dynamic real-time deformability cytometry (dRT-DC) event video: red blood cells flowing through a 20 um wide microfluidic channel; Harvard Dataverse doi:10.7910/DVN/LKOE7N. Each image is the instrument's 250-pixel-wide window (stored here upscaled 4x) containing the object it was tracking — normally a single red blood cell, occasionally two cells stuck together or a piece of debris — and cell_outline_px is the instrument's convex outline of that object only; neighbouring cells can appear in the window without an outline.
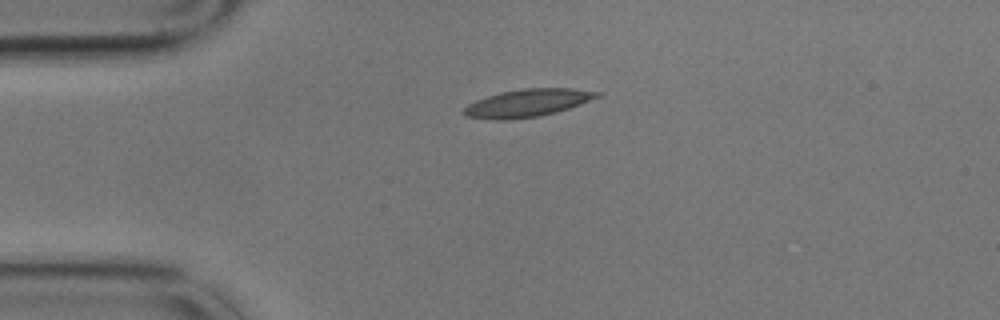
{"species": "common noctule bat (a hibernating species)", "species_latin": "Nyctalus noctula", "temperature_condition": "cold", "stored_images_in_passage": 46, "camera_frame_rate_fps": 3000, "um_per_image_px": 0.085, "animal": {"sex": "male", "body_mass_g": 17.9}, "frame": {"image": 1, "passage_image": 1, "time_ms": 0.0, "image_size_px": [1000, 320], "cell_outline_px": [[604, 96], [556, 112], [540, 116], [512, 120], [492, 120], [464, 116], [464, 108], [468, 104], [476, 100], [500, 92], [524, 88], [572, 88], [604, 92]], "centroid_in_image_um": [44.89, 8.75], "position_along_channel_um": 40.1, "area_um2": 21.79}}
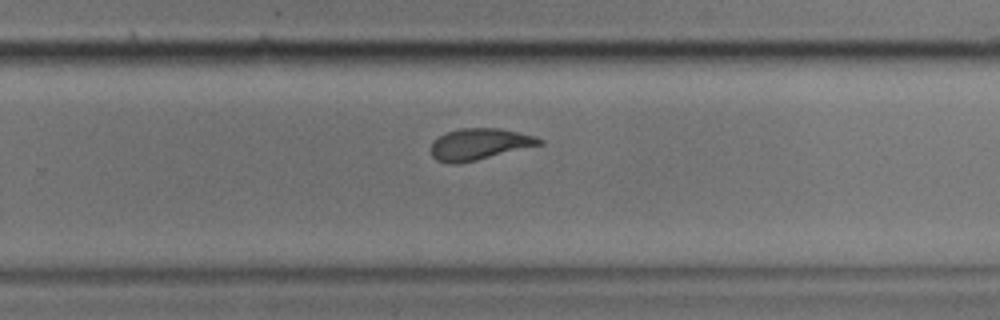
{"frame": {"image": 2, "passage_image": 25, "time_ms": 8.0, "image_size_px": [1000, 320], "cell_outline_px": [[544, 144], [476, 160], [456, 164], [452, 164], [436, 160], [432, 156], [432, 140], [448, 132], [460, 128], [500, 128], [532, 136], [544, 140]], "centroid_in_image_um": [40.74, 12.26], "position_along_channel_um": 289.1, "area_um2": 19.65}}
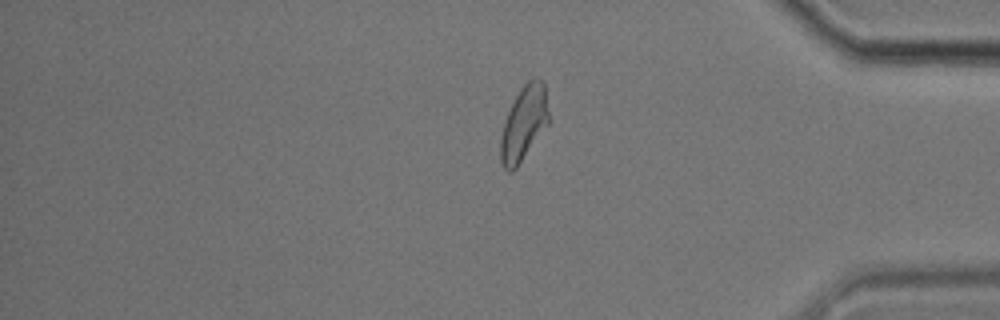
{"frame": {"image": 3, "passage_image": 36, "time_ms": 11.667, "image_size_px": [1000, 320], "cell_outline_px": [[552, 120], [516, 168], [512, 172], [508, 172], [504, 168], [500, 160], [500, 136], [504, 120], [520, 88], [528, 80], [540, 80], [544, 84]], "centroid_in_image_um": [44.55, 10.51], "position_along_channel_um": 390.7, "area_um2": 21.21}, "authors_computed_cell_mechanics": {"area_um2": 20.1433, "velocity_mm_per_s": 3.4149, "shape_relaxation_time_tau1_ms": 7.2643, "shape_relaxation_time_tau2_ms": 1.7014, "deformation_change_tau1": 0.2045, "deformation_change_tau2": 0.082}}